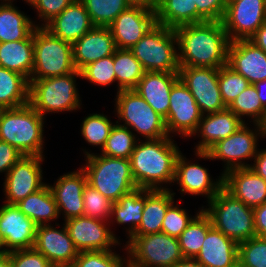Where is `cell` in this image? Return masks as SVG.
Here are the masks:
<instances>
[{
    "label": "cell",
    "mask_w": 266,
    "mask_h": 267,
    "mask_svg": "<svg viewBox=\"0 0 266 267\" xmlns=\"http://www.w3.org/2000/svg\"><path fill=\"white\" fill-rule=\"evenodd\" d=\"M179 66L220 68L227 65L230 40L222 21H204L174 29Z\"/></svg>",
    "instance_id": "1"
},
{
    "label": "cell",
    "mask_w": 266,
    "mask_h": 267,
    "mask_svg": "<svg viewBox=\"0 0 266 267\" xmlns=\"http://www.w3.org/2000/svg\"><path fill=\"white\" fill-rule=\"evenodd\" d=\"M137 144L129 158L137 187L146 190H168L160 184L174 181L179 148L170 136L146 142L139 141Z\"/></svg>",
    "instance_id": "2"
},
{
    "label": "cell",
    "mask_w": 266,
    "mask_h": 267,
    "mask_svg": "<svg viewBox=\"0 0 266 267\" xmlns=\"http://www.w3.org/2000/svg\"><path fill=\"white\" fill-rule=\"evenodd\" d=\"M43 120L29 103L0 109V140L15 147L23 156L43 157Z\"/></svg>",
    "instance_id": "3"
},
{
    "label": "cell",
    "mask_w": 266,
    "mask_h": 267,
    "mask_svg": "<svg viewBox=\"0 0 266 267\" xmlns=\"http://www.w3.org/2000/svg\"><path fill=\"white\" fill-rule=\"evenodd\" d=\"M87 182L112 202H117L123 195L131 192L137 185L131 172L130 160L111 158L85 152Z\"/></svg>",
    "instance_id": "4"
},
{
    "label": "cell",
    "mask_w": 266,
    "mask_h": 267,
    "mask_svg": "<svg viewBox=\"0 0 266 267\" xmlns=\"http://www.w3.org/2000/svg\"><path fill=\"white\" fill-rule=\"evenodd\" d=\"M203 211L212 226L228 238L240 243L256 236L253 208L236 199L222 187Z\"/></svg>",
    "instance_id": "5"
},
{
    "label": "cell",
    "mask_w": 266,
    "mask_h": 267,
    "mask_svg": "<svg viewBox=\"0 0 266 267\" xmlns=\"http://www.w3.org/2000/svg\"><path fill=\"white\" fill-rule=\"evenodd\" d=\"M81 77L75 70L63 76L30 80L29 104L44 117L46 113L71 111L80 108L79 93L74 77Z\"/></svg>",
    "instance_id": "6"
},
{
    "label": "cell",
    "mask_w": 266,
    "mask_h": 267,
    "mask_svg": "<svg viewBox=\"0 0 266 267\" xmlns=\"http://www.w3.org/2000/svg\"><path fill=\"white\" fill-rule=\"evenodd\" d=\"M34 68L30 80L63 76L76 70L72 44L37 26L33 31Z\"/></svg>",
    "instance_id": "7"
},
{
    "label": "cell",
    "mask_w": 266,
    "mask_h": 267,
    "mask_svg": "<svg viewBox=\"0 0 266 267\" xmlns=\"http://www.w3.org/2000/svg\"><path fill=\"white\" fill-rule=\"evenodd\" d=\"M174 29L156 24L130 50L146 72H179Z\"/></svg>",
    "instance_id": "8"
},
{
    "label": "cell",
    "mask_w": 266,
    "mask_h": 267,
    "mask_svg": "<svg viewBox=\"0 0 266 267\" xmlns=\"http://www.w3.org/2000/svg\"><path fill=\"white\" fill-rule=\"evenodd\" d=\"M127 242L129 267H170L184 258L178 238L164 232L132 235Z\"/></svg>",
    "instance_id": "9"
},
{
    "label": "cell",
    "mask_w": 266,
    "mask_h": 267,
    "mask_svg": "<svg viewBox=\"0 0 266 267\" xmlns=\"http://www.w3.org/2000/svg\"><path fill=\"white\" fill-rule=\"evenodd\" d=\"M116 111L120 120L137 133L146 137V140H156L168 137L165 119L133 89L121 90L116 96Z\"/></svg>",
    "instance_id": "10"
},
{
    "label": "cell",
    "mask_w": 266,
    "mask_h": 267,
    "mask_svg": "<svg viewBox=\"0 0 266 267\" xmlns=\"http://www.w3.org/2000/svg\"><path fill=\"white\" fill-rule=\"evenodd\" d=\"M179 67V79L189 89L202 114L219 112L227 108L219 88V68Z\"/></svg>",
    "instance_id": "11"
},
{
    "label": "cell",
    "mask_w": 266,
    "mask_h": 267,
    "mask_svg": "<svg viewBox=\"0 0 266 267\" xmlns=\"http://www.w3.org/2000/svg\"><path fill=\"white\" fill-rule=\"evenodd\" d=\"M255 126L257 131L249 129L245 124L226 139L218 141L207 152H196L197 156L204 159H221L226 161L225 172L235 168L250 167L241 160L256 156L257 134L264 137L260 124ZM260 131V132H259ZM259 132V133H257Z\"/></svg>",
    "instance_id": "12"
},
{
    "label": "cell",
    "mask_w": 266,
    "mask_h": 267,
    "mask_svg": "<svg viewBox=\"0 0 266 267\" xmlns=\"http://www.w3.org/2000/svg\"><path fill=\"white\" fill-rule=\"evenodd\" d=\"M156 24L155 7L132 4L108 27L116 48L130 49Z\"/></svg>",
    "instance_id": "13"
},
{
    "label": "cell",
    "mask_w": 266,
    "mask_h": 267,
    "mask_svg": "<svg viewBox=\"0 0 266 267\" xmlns=\"http://www.w3.org/2000/svg\"><path fill=\"white\" fill-rule=\"evenodd\" d=\"M266 21L265 0L227 3L222 23L230 41L249 39Z\"/></svg>",
    "instance_id": "14"
},
{
    "label": "cell",
    "mask_w": 266,
    "mask_h": 267,
    "mask_svg": "<svg viewBox=\"0 0 266 267\" xmlns=\"http://www.w3.org/2000/svg\"><path fill=\"white\" fill-rule=\"evenodd\" d=\"M202 115L189 89L179 79L170 91V107L165 119L168 135L171 132L187 137L196 134Z\"/></svg>",
    "instance_id": "15"
},
{
    "label": "cell",
    "mask_w": 266,
    "mask_h": 267,
    "mask_svg": "<svg viewBox=\"0 0 266 267\" xmlns=\"http://www.w3.org/2000/svg\"><path fill=\"white\" fill-rule=\"evenodd\" d=\"M41 156H23L6 174L4 192L7 198L5 203L17 204L43 188L46 184L42 182Z\"/></svg>",
    "instance_id": "16"
},
{
    "label": "cell",
    "mask_w": 266,
    "mask_h": 267,
    "mask_svg": "<svg viewBox=\"0 0 266 267\" xmlns=\"http://www.w3.org/2000/svg\"><path fill=\"white\" fill-rule=\"evenodd\" d=\"M37 226L16 204L0 207V240L7 247L5 252L33 248Z\"/></svg>",
    "instance_id": "17"
},
{
    "label": "cell",
    "mask_w": 266,
    "mask_h": 267,
    "mask_svg": "<svg viewBox=\"0 0 266 267\" xmlns=\"http://www.w3.org/2000/svg\"><path fill=\"white\" fill-rule=\"evenodd\" d=\"M104 220L80 216L65 220L74 246L82 251H107L111 245L119 244L117 237L105 225Z\"/></svg>",
    "instance_id": "18"
},
{
    "label": "cell",
    "mask_w": 266,
    "mask_h": 267,
    "mask_svg": "<svg viewBox=\"0 0 266 267\" xmlns=\"http://www.w3.org/2000/svg\"><path fill=\"white\" fill-rule=\"evenodd\" d=\"M33 248L42 253L54 267H71L79 253L65 224L62 230L49 224L38 225Z\"/></svg>",
    "instance_id": "19"
},
{
    "label": "cell",
    "mask_w": 266,
    "mask_h": 267,
    "mask_svg": "<svg viewBox=\"0 0 266 267\" xmlns=\"http://www.w3.org/2000/svg\"><path fill=\"white\" fill-rule=\"evenodd\" d=\"M227 66L250 84L266 80V53L249 39L230 42Z\"/></svg>",
    "instance_id": "20"
},
{
    "label": "cell",
    "mask_w": 266,
    "mask_h": 267,
    "mask_svg": "<svg viewBox=\"0 0 266 267\" xmlns=\"http://www.w3.org/2000/svg\"><path fill=\"white\" fill-rule=\"evenodd\" d=\"M223 187L248 207L255 208L266 202V181L250 167L223 173Z\"/></svg>",
    "instance_id": "21"
},
{
    "label": "cell",
    "mask_w": 266,
    "mask_h": 267,
    "mask_svg": "<svg viewBox=\"0 0 266 267\" xmlns=\"http://www.w3.org/2000/svg\"><path fill=\"white\" fill-rule=\"evenodd\" d=\"M87 183L86 173L83 169H79V171L60 176L57 182L54 183V187L49 185L59 214L62 211L65 213L64 220L83 216V191Z\"/></svg>",
    "instance_id": "22"
},
{
    "label": "cell",
    "mask_w": 266,
    "mask_h": 267,
    "mask_svg": "<svg viewBox=\"0 0 266 267\" xmlns=\"http://www.w3.org/2000/svg\"><path fill=\"white\" fill-rule=\"evenodd\" d=\"M73 61L77 71L101 58L113 55L116 50L109 27L94 26L72 44Z\"/></svg>",
    "instance_id": "23"
},
{
    "label": "cell",
    "mask_w": 266,
    "mask_h": 267,
    "mask_svg": "<svg viewBox=\"0 0 266 267\" xmlns=\"http://www.w3.org/2000/svg\"><path fill=\"white\" fill-rule=\"evenodd\" d=\"M53 36L73 44L94 25L81 0H74L59 15L42 25Z\"/></svg>",
    "instance_id": "24"
},
{
    "label": "cell",
    "mask_w": 266,
    "mask_h": 267,
    "mask_svg": "<svg viewBox=\"0 0 266 267\" xmlns=\"http://www.w3.org/2000/svg\"><path fill=\"white\" fill-rule=\"evenodd\" d=\"M178 80V72H145L133 90L166 119L170 107V91Z\"/></svg>",
    "instance_id": "25"
},
{
    "label": "cell",
    "mask_w": 266,
    "mask_h": 267,
    "mask_svg": "<svg viewBox=\"0 0 266 267\" xmlns=\"http://www.w3.org/2000/svg\"><path fill=\"white\" fill-rule=\"evenodd\" d=\"M181 154L176 160L174 182L177 181L181 186L182 193L205 194L209 202L223 187V174L218 181L213 182L206 168L196 163L188 164L186 158Z\"/></svg>",
    "instance_id": "26"
},
{
    "label": "cell",
    "mask_w": 266,
    "mask_h": 267,
    "mask_svg": "<svg viewBox=\"0 0 266 267\" xmlns=\"http://www.w3.org/2000/svg\"><path fill=\"white\" fill-rule=\"evenodd\" d=\"M195 259L204 267H238V243L212 226Z\"/></svg>",
    "instance_id": "27"
},
{
    "label": "cell",
    "mask_w": 266,
    "mask_h": 267,
    "mask_svg": "<svg viewBox=\"0 0 266 267\" xmlns=\"http://www.w3.org/2000/svg\"><path fill=\"white\" fill-rule=\"evenodd\" d=\"M204 116L203 114L196 130V133L199 131L203 138L196 146V152H207L218 141L226 139L245 124L243 119L228 108Z\"/></svg>",
    "instance_id": "28"
},
{
    "label": "cell",
    "mask_w": 266,
    "mask_h": 267,
    "mask_svg": "<svg viewBox=\"0 0 266 267\" xmlns=\"http://www.w3.org/2000/svg\"><path fill=\"white\" fill-rule=\"evenodd\" d=\"M174 194L168 190H146L145 206L141 223L133 235H147L161 232L168 207L174 203Z\"/></svg>",
    "instance_id": "29"
},
{
    "label": "cell",
    "mask_w": 266,
    "mask_h": 267,
    "mask_svg": "<svg viewBox=\"0 0 266 267\" xmlns=\"http://www.w3.org/2000/svg\"><path fill=\"white\" fill-rule=\"evenodd\" d=\"M0 66L30 81L34 68L33 32L24 40L0 43Z\"/></svg>",
    "instance_id": "30"
},
{
    "label": "cell",
    "mask_w": 266,
    "mask_h": 267,
    "mask_svg": "<svg viewBox=\"0 0 266 267\" xmlns=\"http://www.w3.org/2000/svg\"><path fill=\"white\" fill-rule=\"evenodd\" d=\"M157 24L175 29L182 25L198 23V11L194 0H157L155 5Z\"/></svg>",
    "instance_id": "31"
},
{
    "label": "cell",
    "mask_w": 266,
    "mask_h": 267,
    "mask_svg": "<svg viewBox=\"0 0 266 267\" xmlns=\"http://www.w3.org/2000/svg\"><path fill=\"white\" fill-rule=\"evenodd\" d=\"M16 206L37 225H47L48 221L59 216L57 204L47 184L19 201Z\"/></svg>",
    "instance_id": "32"
},
{
    "label": "cell",
    "mask_w": 266,
    "mask_h": 267,
    "mask_svg": "<svg viewBox=\"0 0 266 267\" xmlns=\"http://www.w3.org/2000/svg\"><path fill=\"white\" fill-rule=\"evenodd\" d=\"M29 80L0 66V109L17 108L29 103Z\"/></svg>",
    "instance_id": "33"
},
{
    "label": "cell",
    "mask_w": 266,
    "mask_h": 267,
    "mask_svg": "<svg viewBox=\"0 0 266 267\" xmlns=\"http://www.w3.org/2000/svg\"><path fill=\"white\" fill-rule=\"evenodd\" d=\"M31 19L9 0L0 5V43L9 41H20L26 39L37 27Z\"/></svg>",
    "instance_id": "34"
},
{
    "label": "cell",
    "mask_w": 266,
    "mask_h": 267,
    "mask_svg": "<svg viewBox=\"0 0 266 267\" xmlns=\"http://www.w3.org/2000/svg\"><path fill=\"white\" fill-rule=\"evenodd\" d=\"M144 206L145 189L137 187L113 203L110 216H115L118 224L131 223L128 230L131 237L141 223Z\"/></svg>",
    "instance_id": "35"
},
{
    "label": "cell",
    "mask_w": 266,
    "mask_h": 267,
    "mask_svg": "<svg viewBox=\"0 0 266 267\" xmlns=\"http://www.w3.org/2000/svg\"><path fill=\"white\" fill-rule=\"evenodd\" d=\"M114 71L118 92L134 89L146 72L130 49L119 48L114 51Z\"/></svg>",
    "instance_id": "36"
},
{
    "label": "cell",
    "mask_w": 266,
    "mask_h": 267,
    "mask_svg": "<svg viewBox=\"0 0 266 267\" xmlns=\"http://www.w3.org/2000/svg\"><path fill=\"white\" fill-rule=\"evenodd\" d=\"M211 227L209 216L201 209L178 237L184 258H196Z\"/></svg>",
    "instance_id": "37"
},
{
    "label": "cell",
    "mask_w": 266,
    "mask_h": 267,
    "mask_svg": "<svg viewBox=\"0 0 266 267\" xmlns=\"http://www.w3.org/2000/svg\"><path fill=\"white\" fill-rule=\"evenodd\" d=\"M94 26L108 27L133 3L130 0H81Z\"/></svg>",
    "instance_id": "38"
},
{
    "label": "cell",
    "mask_w": 266,
    "mask_h": 267,
    "mask_svg": "<svg viewBox=\"0 0 266 267\" xmlns=\"http://www.w3.org/2000/svg\"><path fill=\"white\" fill-rule=\"evenodd\" d=\"M136 144V137L128 127L114 124L101 155L129 159Z\"/></svg>",
    "instance_id": "39"
},
{
    "label": "cell",
    "mask_w": 266,
    "mask_h": 267,
    "mask_svg": "<svg viewBox=\"0 0 266 267\" xmlns=\"http://www.w3.org/2000/svg\"><path fill=\"white\" fill-rule=\"evenodd\" d=\"M240 119L242 116H251L255 124H260L265 116L266 109L262 106L257 90L250 84L238 97L227 107Z\"/></svg>",
    "instance_id": "40"
},
{
    "label": "cell",
    "mask_w": 266,
    "mask_h": 267,
    "mask_svg": "<svg viewBox=\"0 0 266 267\" xmlns=\"http://www.w3.org/2000/svg\"><path fill=\"white\" fill-rule=\"evenodd\" d=\"M238 267H266V238L254 236L238 243Z\"/></svg>",
    "instance_id": "41"
},
{
    "label": "cell",
    "mask_w": 266,
    "mask_h": 267,
    "mask_svg": "<svg viewBox=\"0 0 266 267\" xmlns=\"http://www.w3.org/2000/svg\"><path fill=\"white\" fill-rule=\"evenodd\" d=\"M113 126L107 116L90 114L82 123V136L91 145H99L103 149Z\"/></svg>",
    "instance_id": "42"
},
{
    "label": "cell",
    "mask_w": 266,
    "mask_h": 267,
    "mask_svg": "<svg viewBox=\"0 0 266 267\" xmlns=\"http://www.w3.org/2000/svg\"><path fill=\"white\" fill-rule=\"evenodd\" d=\"M218 83L223 103L226 107L250 85L246 78L233 71L227 65L219 68Z\"/></svg>",
    "instance_id": "43"
},
{
    "label": "cell",
    "mask_w": 266,
    "mask_h": 267,
    "mask_svg": "<svg viewBox=\"0 0 266 267\" xmlns=\"http://www.w3.org/2000/svg\"><path fill=\"white\" fill-rule=\"evenodd\" d=\"M84 214L88 218L107 220L111 217V209L114 202L103 196L98 190L88 183L83 191ZM108 218V219H107Z\"/></svg>",
    "instance_id": "44"
},
{
    "label": "cell",
    "mask_w": 266,
    "mask_h": 267,
    "mask_svg": "<svg viewBox=\"0 0 266 267\" xmlns=\"http://www.w3.org/2000/svg\"><path fill=\"white\" fill-rule=\"evenodd\" d=\"M120 257L112 250L82 251L78 253L71 267H129V260L123 266L125 259L123 261Z\"/></svg>",
    "instance_id": "45"
},
{
    "label": "cell",
    "mask_w": 266,
    "mask_h": 267,
    "mask_svg": "<svg viewBox=\"0 0 266 267\" xmlns=\"http://www.w3.org/2000/svg\"><path fill=\"white\" fill-rule=\"evenodd\" d=\"M80 72L82 78L98 85L105 86L115 82L114 53L88 64Z\"/></svg>",
    "instance_id": "46"
},
{
    "label": "cell",
    "mask_w": 266,
    "mask_h": 267,
    "mask_svg": "<svg viewBox=\"0 0 266 267\" xmlns=\"http://www.w3.org/2000/svg\"><path fill=\"white\" fill-rule=\"evenodd\" d=\"M192 219L193 218L189 217L184 209H181L172 203L166 211L162 222L161 232L178 238Z\"/></svg>",
    "instance_id": "47"
},
{
    "label": "cell",
    "mask_w": 266,
    "mask_h": 267,
    "mask_svg": "<svg viewBox=\"0 0 266 267\" xmlns=\"http://www.w3.org/2000/svg\"><path fill=\"white\" fill-rule=\"evenodd\" d=\"M12 267H54L50 261L34 248L10 252Z\"/></svg>",
    "instance_id": "48"
},
{
    "label": "cell",
    "mask_w": 266,
    "mask_h": 267,
    "mask_svg": "<svg viewBox=\"0 0 266 267\" xmlns=\"http://www.w3.org/2000/svg\"><path fill=\"white\" fill-rule=\"evenodd\" d=\"M198 11V23L222 21L227 8L226 0H194Z\"/></svg>",
    "instance_id": "49"
},
{
    "label": "cell",
    "mask_w": 266,
    "mask_h": 267,
    "mask_svg": "<svg viewBox=\"0 0 266 267\" xmlns=\"http://www.w3.org/2000/svg\"><path fill=\"white\" fill-rule=\"evenodd\" d=\"M73 1L74 0H37V3L33 7L36 8L39 13V18H42L46 25Z\"/></svg>",
    "instance_id": "50"
},
{
    "label": "cell",
    "mask_w": 266,
    "mask_h": 267,
    "mask_svg": "<svg viewBox=\"0 0 266 267\" xmlns=\"http://www.w3.org/2000/svg\"><path fill=\"white\" fill-rule=\"evenodd\" d=\"M23 157L13 146L0 140V173L8 171Z\"/></svg>",
    "instance_id": "51"
},
{
    "label": "cell",
    "mask_w": 266,
    "mask_h": 267,
    "mask_svg": "<svg viewBox=\"0 0 266 267\" xmlns=\"http://www.w3.org/2000/svg\"><path fill=\"white\" fill-rule=\"evenodd\" d=\"M256 236L266 238V202L253 208Z\"/></svg>",
    "instance_id": "52"
},
{
    "label": "cell",
    "mask_w": 266,
    "mask_h": 267,
    "mask_svg": "<svg viewBox=\"0 0 266 267\" xmlns=\"http://www.w3.org/2000/svg\"><path fill=\"white\" fill-rule=\"evenodd\" d=\"M250 168L266 181V149L258 151Z\"/></svg>",
    "instance_id": "53"
},
{
    "label": "cell",
    "mask_w": 266,
    "mask_h": 267,
    "mask_svg": "<svg viewBox=\"0 0 266 267\" xmlns=\"http://www.w3.org/2000/svg\"><path fill=\"white\" fill-rule=\"evenodd\" d=\"M249 40L266 53V21Z\"/></svg>",
    "instance_id": "54"
},
{
    "label": "cell",
    "mask_w": 266,
    "mask_h": 267,
    "mask_svg": "<svg viewBox=\"0 0 266 267\" xmlns=\"http://www.w3.org/2000/svg\"><path fill=\"white\" fill-rule=\"evenodd\" d=\"M170 267H204L195 258H183Z\"/></svg>",
    "instance_id": "55"
},
{
    "label": "cell",
    "mask_w": 266,
    "mask_h": 267,
    "mask_svg": "<svg viewBox=\"0 0 266 267\" xmlns=\"http://www.w3.org/2000/svg\"><path fill=\"white\" fill-rule=\"evenodd\" d=\"M257 90L258 97L261 101L262 106L266 109V93H264L263 88L266 87V80L257 82L253 84Z\"/></svg>",
    "instance_id": "56"
},
{
    "label": "cell",
    "mask_w": 266,
    "mask_h": 267,
    "mask_svg": "<svg viewBox=\"0 0 266 267\" xmlns=\"http://www.w3.org/2000/svg\"><path fill=\"white\" fill-rule=\"evenodd\" d=\"M0 267H12L10 252L9 253L5 252L0 255Z\"/></svg>",
    "instance_id": "57"
},
{
    "label": "cell",
    "mask_w": 266,
    "mask_h": 267,
    "mask_svg": "<svg viewBox=\"0 0 266 267\" xmlns=\"http://www.w3.org/2000/svg\"><path fill=\"white\" fill-rule=\"evenodd\" d=\"M133 4H145L151 7H155L157 0H130Z\"/></svg>",
    "instance_id": "58"
},
{
    "label": "cell",
    "mask_w": 266,
    "mask_h": 267,
    "mask_svg": "<svg viewBox=\"0 0 266 267\" xmlns=\"http://www.w3.org/2000/svg\"><path fill=\"white\" fill-rule=\"evenodd\" d=\"M260 127H261V130L263 132V135L266 136V113H265V116H264L262 122L260 123Z\"/></svg>",
    "instance_id": "59"
},
{
    "label": "cell",
    "mask_w": 266,
    "mask_h": 267,
    "mask_svg": "<svg viewBox=\"0 0 266 267\" xmlns=\"http://www.w3.org/2000/svg\"><path fill=\"white\" fill-rule=\"evenodd\" d=\"M24 1L28 2L31 6H34L37 3V0H24Z\"/></svg>",
    "instance_id": "60"
},
{
    "label": "cell",
    "mask_w": 266,
    "mask_h": 267,
    "mask_svg": "<svg viewBox=\"0 0 266 267\" xmlns=\"http://www.w3.org/2000/svg\"><path fill=\"white\" fill-rule=\"evenodd\" d=\"M3 246H2V242H1V240H0V255L1 254H3V253H5V249L6 248H2Z\"/></svg>",
    "instance_id": "61"
},
{
    "label": "cell",
    "mask_w": 266,
    "mask_h": 267,
    "mask_svg": "<svg viewBox=\"0 0 266 267\" xmlns=\"http://www.w3.org/2000/svg\"><path fill=\"white\" fill-rule=\"evenodd\" d=\"M226 1H227V3H231V2L237 1V0H226Z\"/></svg>",
    "instance_id": "62"
}]
</instances>
